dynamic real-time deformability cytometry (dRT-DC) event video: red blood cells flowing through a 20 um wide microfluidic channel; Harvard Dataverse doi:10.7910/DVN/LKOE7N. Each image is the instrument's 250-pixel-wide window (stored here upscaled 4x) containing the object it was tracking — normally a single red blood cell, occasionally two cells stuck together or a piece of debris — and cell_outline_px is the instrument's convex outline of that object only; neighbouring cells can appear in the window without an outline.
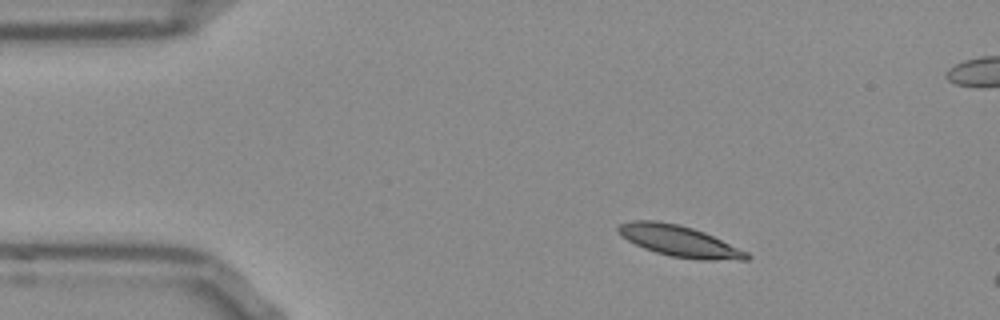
{"species": "Egyptian fruit bat (a non-hibernating species)", "species_latin": "Rousettus aegyptiacus", "temperature_condition": "room temperature", "stored_images_in_passage": 14, "camera_frame_rate_fps": 3000, "um_per_image_px": 0.085, "frame": {"image": 1, "passage_image": 7, "time_ms": 2.0, "image_size_px": [1000, 320], "cell_outline_px": [[752, 256], [748, 260], [700, 260], [672, 256], [656, 252], [644, 248], [620, 236], [616, 232], [616, 228], [620, 224], [632, 220], [656, 220], [680, 224], [704, 232], [748, 252]], "centroid_in_image_um": [57.73, 20.48], "position_along_channel_um": 27.3, "area_um2": 23.35}}